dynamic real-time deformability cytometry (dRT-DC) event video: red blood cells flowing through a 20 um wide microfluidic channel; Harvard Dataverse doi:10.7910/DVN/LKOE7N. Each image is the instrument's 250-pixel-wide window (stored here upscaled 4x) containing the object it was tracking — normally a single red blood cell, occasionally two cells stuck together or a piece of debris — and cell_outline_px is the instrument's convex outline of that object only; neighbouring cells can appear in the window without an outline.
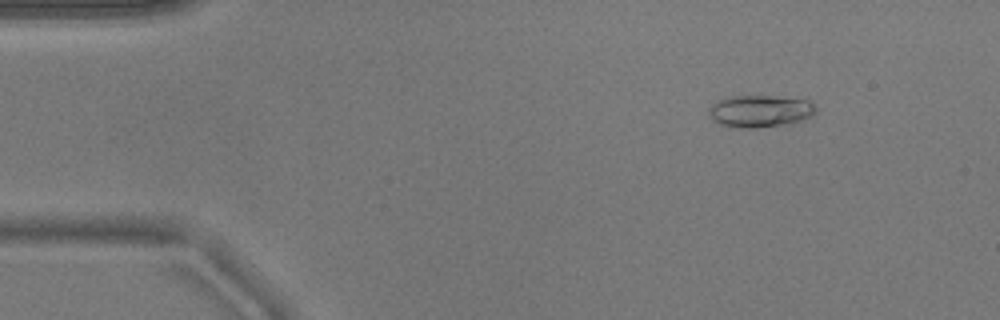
{"species": "common noctule bat (a hibernating species)", "species_latin": "Nyctalus noctula", "temperature_condition": "warm", "stored_images_in_passage": 23, "camera_frame_rate_fps": 3000, "um_per_image_px": 0.085, "animal": {"sex": "male", "body_mass_g": 17.9}, "frame": {"image": 1, "passage_image": 7, "time_ms": 2.0, "image_size_px": [1000, 320], "cell_outline_px": [[816, 112], [812, 116], [804, 120], [792, 124], [756, 128], [744, 128], [720, 124], [712, 120], [708, 116], [708, 108], [716, 100], [732, 96], [772, 96], [808, 100], [816, 108]], "centroid_in_image_um": [64.6, 9.46], "position_along_channel_um": 20.4, "area_um2": 20.29}}
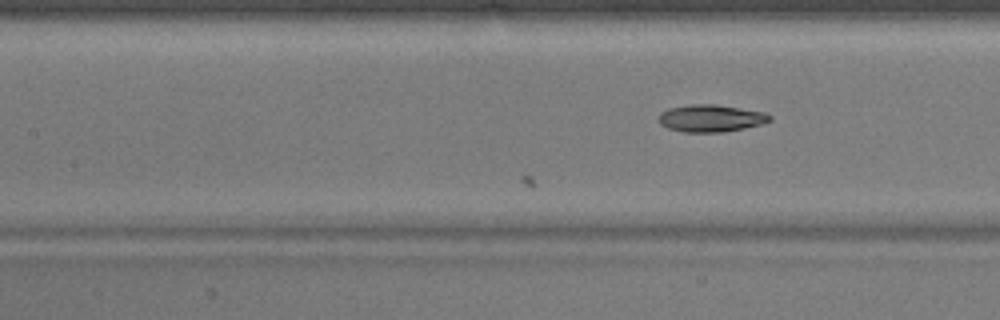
{"frame": {"image": 2, "passage_image": 23, "time_ms": 7.333, "image_size_px": [1000, 320], "cell_outline_px": [[772, 120], [760, 124], [744, 128], [724, 132], [684, 132], [668, 128], [660, 124], [660, 112], [668, 108], [688, 104], [712, 104], [740, 108], [764, 112], [772, 116]], "centroid_in_image_um": [60.41, 10.05], "position_along_channel_um": 147.0, "area_um2": 17.57}}